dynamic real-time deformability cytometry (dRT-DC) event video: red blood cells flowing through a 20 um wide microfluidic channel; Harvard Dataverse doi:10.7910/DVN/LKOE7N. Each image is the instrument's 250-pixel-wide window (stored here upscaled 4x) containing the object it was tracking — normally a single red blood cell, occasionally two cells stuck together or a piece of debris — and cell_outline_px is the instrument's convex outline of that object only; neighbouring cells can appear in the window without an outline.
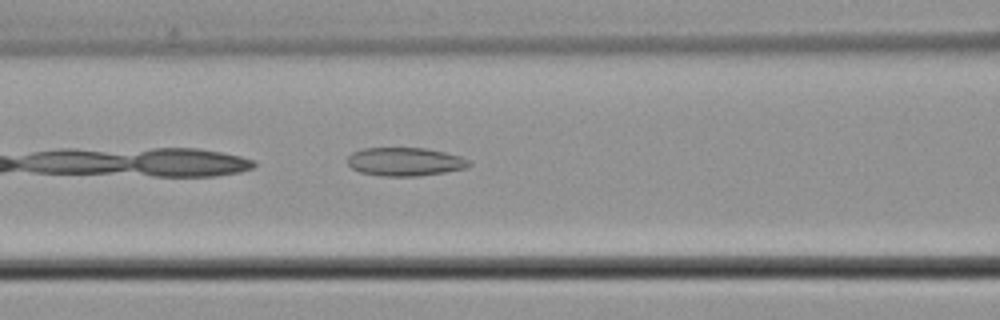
{"species": "common noctule bat (a hibernating species)", "species_latin": "Nyctalus noctula", "temperature_condition": "cold", "stored_images_in_passage": 35, "camera_frame_rate_fps": 3000, "um_per_image_px": 0.085, "animal": {"sex": "male", "body_mass_g": 21.5, "forearm_length_mm": 52.0}, "frame": {"image": 1, "passage_image": 7, "time_ms": 2.0, "image_size_px": [1000, 320], "cell_outline_px": [[472, 164], [468, 168], [444, 172], [416, 176], [380, 176], [360, 172], [352, 168], [348, 164], [348, 156], [352, 152], [360, 148], [424, 148], [444, 152], [460, 156], [468, 160]], "centroid_in_image_um": [34.41, 13.74], "position_along_channel_um": 132.2, "area_um2": 20.17}}
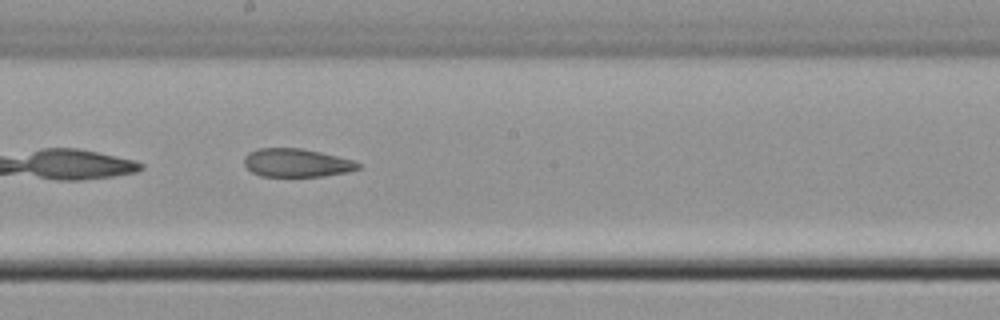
{"frame": {"image": 2, "passage_image": 14, "time_ms": 4.333, "image_size_px": [1000, 320], "cell_outline_px": [[360, 168], [348, 172], [324, 176], [260, 176], [252, 172], [244, 164], [244, 156], [248, 152], [256, 148], [300, 148], [320, 152], [352, 160], [360, 164]], "centroid_in_image_um": [25.18, 13.84], "position_along_channel_um": 223.0, "area_um2": 18.79}}
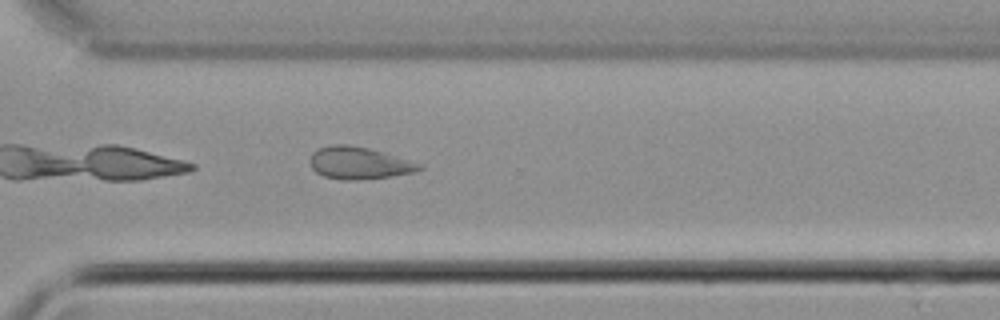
{"frame": {"image": 3, "passage_image": 23, "time_ms": 7.333, "image_size_px": [1000, 320], "cell_outline_px": [[424, 168], [412, 172], [392, 176], [356, 180], [340, 180], [324, 176], [316, 172], [312, 168], [308, 160], [312, 152], [320, 148], [332, 144], [348, 144], [368, 148], [384, 152], [424, 164]], "centroid_in_image_um": [30.51, 13.85], "position_along_channel_um": 340.1, "area_um2": 20.69}, "authors_computed_cell_mechanics": {"area_um2": 20.6924, "velocity_mm_per_s": 3.8951, "shape_relaxation_time_tau1_ms": null, "shape_relaxation_time_tau2_ms": 3.0396, "deformation_change_tau1": null, "deformation_change_tau2": 0.0878}}